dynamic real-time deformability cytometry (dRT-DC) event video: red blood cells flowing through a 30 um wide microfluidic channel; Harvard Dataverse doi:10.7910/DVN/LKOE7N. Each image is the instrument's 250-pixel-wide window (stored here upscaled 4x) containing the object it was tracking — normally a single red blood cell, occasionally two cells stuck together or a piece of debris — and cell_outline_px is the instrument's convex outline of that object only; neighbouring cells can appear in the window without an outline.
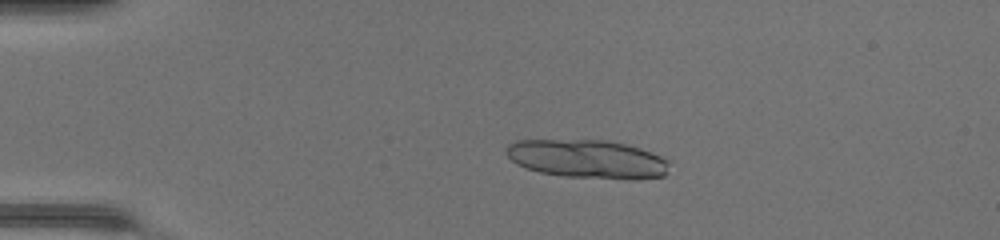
{"species": "common noctule bat (a hibernating species)", "species_latin": "Nyctalus noctula", "temperature_condition": "warm", "stored_images_in_passage": 17, "camera_frame_rate_fps": 3000, "um_per_image_px": 0.085, "animal": {"sex": "female", "body_mass_g": 17.0, "forearm_length_mm": 48.0}, "frame": {"image": 1, "passage_image": 8, "time_ms": 2.333, "image_size_px": [1000, 240], "cell_outline_px": [[672, 160], [668, 172], [664, 176], [636, 180], [628, 180], [564, 176], [540, 172], [516, 164], [504, 152], [504, 148], [508, 144], [516, 140], [608, 140], [640, 148]], "centroid_in_image_um": [49.99, 13.52], "position_along_channel_um": 35.0, "area_um2": 37.17}}